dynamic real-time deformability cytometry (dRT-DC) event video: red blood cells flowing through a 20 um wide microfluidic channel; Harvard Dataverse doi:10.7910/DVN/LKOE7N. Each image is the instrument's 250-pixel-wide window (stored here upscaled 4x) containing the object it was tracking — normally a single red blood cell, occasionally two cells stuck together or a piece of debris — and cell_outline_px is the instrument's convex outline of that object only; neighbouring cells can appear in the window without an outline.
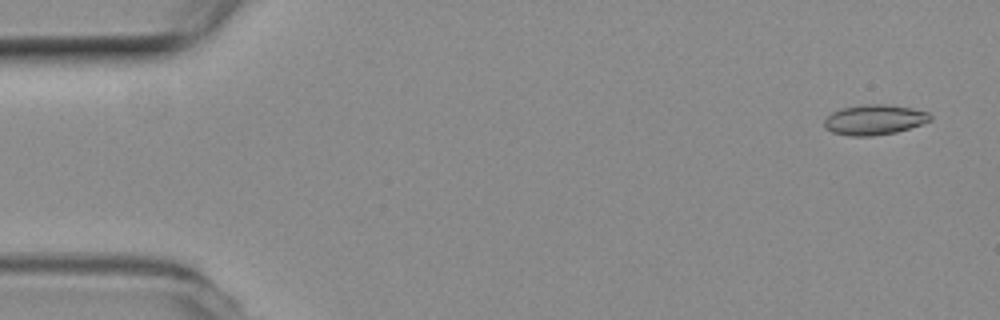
{"species": "common noctule bat (a hibernating species)", "species_latin": "Nyctalus noctula", "temperature_condition": "room temperature", "stored_images_in_passage": 4, "camera_frame_rate_fps": 3000, "um_per_image_px": 0.085, "animal": {"sex": "female", "body_mass_g": 19.3, "forearm_length_mm": 54.1}, "frame": {"image": 1, "passage_image": 1, "time_ms": 0.0, "image_size_px": [1000, 320], "cell_outline_px": [[932, 120], [896, 132], [872, 136], [848, 136], [832, 132], [824, 128], [824, 120], [832, 112], [840, 108], [868, 104], [884, 104], [912, 108], [928, 112], [932, 116]], "centroid_in_image_um": [74.3, 10.18], "position_along_channel_um": 10.7, "area_um2": 18.61}}